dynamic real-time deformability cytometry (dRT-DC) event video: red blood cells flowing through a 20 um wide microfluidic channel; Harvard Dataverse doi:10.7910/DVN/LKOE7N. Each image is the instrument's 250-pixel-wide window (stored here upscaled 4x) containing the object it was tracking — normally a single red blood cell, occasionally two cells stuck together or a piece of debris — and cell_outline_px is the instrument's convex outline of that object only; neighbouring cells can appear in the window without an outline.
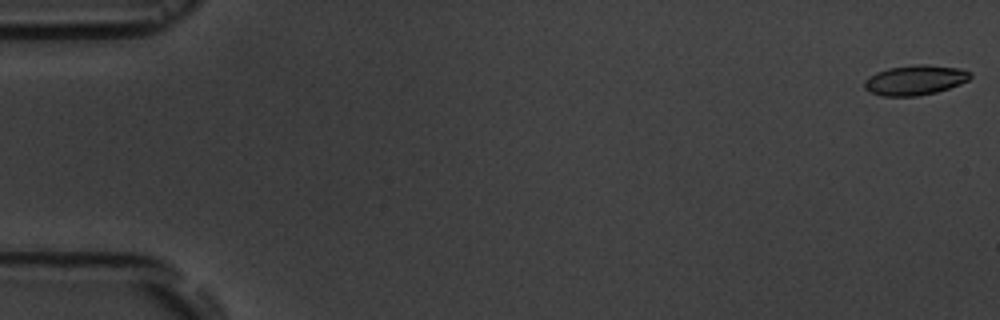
{"species": "common noctule bat (a hibernating species)", "species_latin": "Nyctalus noctula", "temperature_condition": "room temperature", "stored_images_in_passage": 11, "camera_frame_rate_fps": 3000, "um_per_image_px": 0.085, "animal": {"sex": "male", "body_mass_g": 19.5, "forearm_length_mm": 54.6}, "frame": {"image": 1, "passage_image": 1, "time_ms": 0.0, "image_size_px": [1000, 320], "cell_outline_px": [[972, 76], [968, 80], [960, 84], [936, 92], [916, 96], [880, 96], [868, 92], [864, 88], [864, 80], [868, 76], [876, 72], [888, 68], [916, 64], [928, 64], [960, 68], [972, 72]], "centroid_in_image_um": [77.76, 6.8], "position_along_channel_um": 7.2, "area_um2": 18.73}}
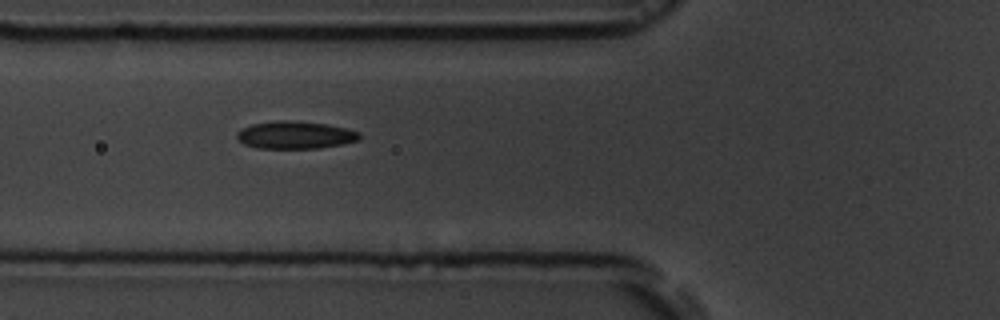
{"frame": {"image": 2, "passage_image": 7, "time_ms": 6.667, "image_size_px": [1000, 320], "cell_outline_px": [[360, 140], [320, 148], [256, 148], [244, 144], [236, 136], [236, 132], [240, 128], [252, 124], [276, 120], [292, 120], [328, 124], [348, 128], [360, 132]], "centroid_in_image_um": [25.09, 11.46], "position_along_channel_um": 100.7, "area_um2": 19.88}}
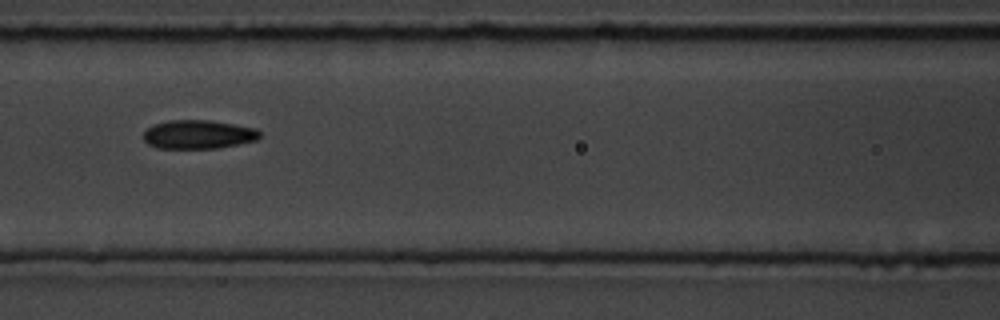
{"frame": {"image": 3, "passage_image": 8, "time_ms": 8.0, "image_size_px": [1000, 320], "cell_outline_px": [[260, 136], [256, 140], [216, 148], [156, 148], [148, 144], [144, 140], [144, 132], [148, 128], [156, 124], [168, 120], [208, 120], [256, 128], [260, 132]], "centroid_in_image_um": [16.84, 11.42], "position_along_channel_um": 149.8, "area_um2": 19.25}}